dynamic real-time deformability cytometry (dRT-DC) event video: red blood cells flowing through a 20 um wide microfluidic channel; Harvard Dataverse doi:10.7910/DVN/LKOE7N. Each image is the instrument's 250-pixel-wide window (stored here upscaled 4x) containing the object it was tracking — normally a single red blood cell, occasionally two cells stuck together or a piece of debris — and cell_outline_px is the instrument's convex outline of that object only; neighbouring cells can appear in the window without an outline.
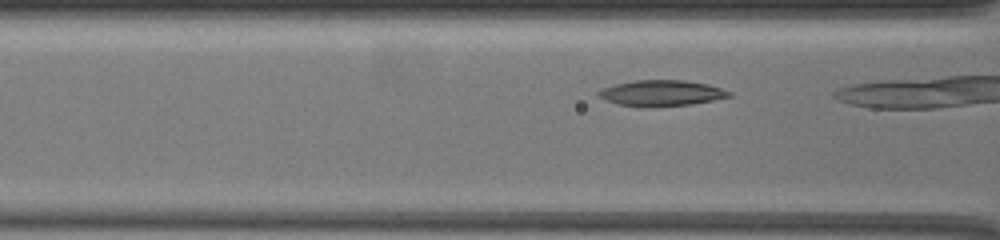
{"species": "common noctule bat (a hibernating species)", "species_latin": "Nyctalus noctula", "temperature_condition": "warm", "stored_images_in_passage": 10, "camera_frame_rate_fps": 3000, "um_per_image_px": 0.085, "animal": {"sex": "female", "body_mass_g": 19.5, "forearm_length_mm": 54.1}, "frame": {"image": 1, "passage_image": 7, "time_ms": 2.0, "image_size_px": [1000, 240], "cell_outline_px": [[732, 96], [692, 104], [644, 108], [616, 104], [600, 96], [596, 92], [604, 88], [616, 84], [636, 80], [684, 80], [708, 84], [732, 92]], "centroid_in_image_um": [56.24, 7.92], "position_along_channel_um": 110.4, "area_um2": 19.65}}